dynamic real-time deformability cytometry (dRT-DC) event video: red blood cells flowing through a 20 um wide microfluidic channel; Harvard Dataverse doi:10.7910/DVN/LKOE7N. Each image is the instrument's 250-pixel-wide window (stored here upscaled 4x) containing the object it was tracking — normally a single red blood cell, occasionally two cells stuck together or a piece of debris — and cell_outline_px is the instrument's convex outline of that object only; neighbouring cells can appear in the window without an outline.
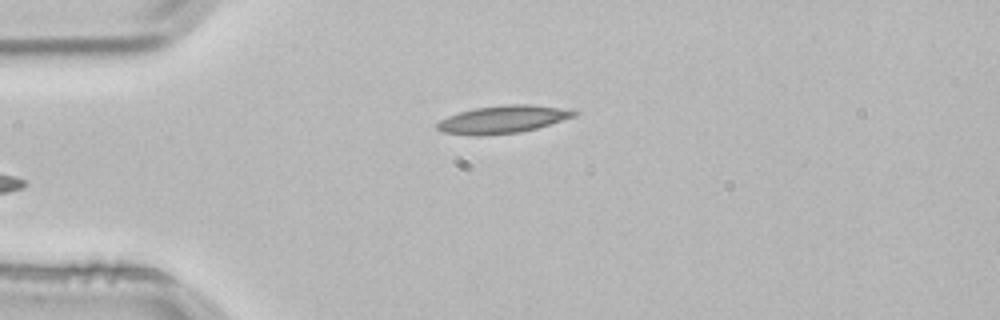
{"species": "common noctule bat (a hibernating species)", "species_latin": "Nyctalus noctula", "temperature_condition": "room temperature", "stored_images_in_passage": 2, "camera_frame_rate_fps": 3000, "um_per_image_px": 0.085, "animal": {"sex": "male", "body_mass_g": 21.5, "forearm_length_mm": 52.0}, "frame": {"image": 1, "passage_image": 2, "time_ms": 0.333, "image_size_px": [1000, 320], "cell_outline_px": [[580, 112], [576, 116], [536, 128], [520, 132], [444, 132], [436, 128], [436, 124], [440, 120], [448, 116], [460, 112], [476, 108], [504, 104], [532, 104], [560, 108]], "centroid_in_image_um": [42.84, 10.08], "position_along_channel_um": 42.2, "area_um2": 20.81}}